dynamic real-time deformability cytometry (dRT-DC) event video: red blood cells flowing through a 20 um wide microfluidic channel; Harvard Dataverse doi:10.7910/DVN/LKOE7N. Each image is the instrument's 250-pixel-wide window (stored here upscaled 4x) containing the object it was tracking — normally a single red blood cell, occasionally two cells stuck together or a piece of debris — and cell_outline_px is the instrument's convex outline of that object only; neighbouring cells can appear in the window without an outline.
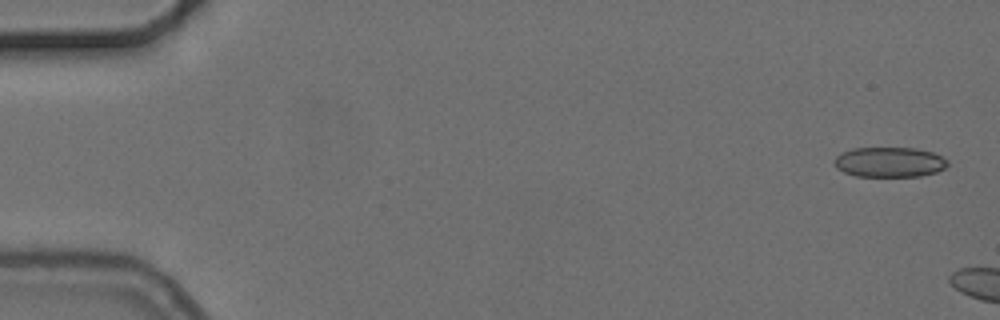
{"species": "common noctule bat (a hibernating species)", "species_latin": "Nyctalus noctula", "temperature_condition": "cold", "stored_images_in_passage": 6, "camera_frame_rate_fps": 3000, "um_per_image_px": 0.085, "animal": {"sex": "female", "body_mass_g": 24.6, "forearm_length_mm": 56.2}, "frame": {"image": 1, "passage_image": 2, "time_ms": 0.333, "image_size_px": [1000, 320], "cell_outline_px": [[948, 164], [944, 168], [936, 172], [920, 176], [856, 176], [844, 172], [836, 168], [832, 160], [840, 152], [852, 148], [916, 148], [932, 152], [948, 160]], "centroid_in_image_um": [75.56, 13.77], "position_along_channel_um": 9.4, "area_um2": 19.94}}